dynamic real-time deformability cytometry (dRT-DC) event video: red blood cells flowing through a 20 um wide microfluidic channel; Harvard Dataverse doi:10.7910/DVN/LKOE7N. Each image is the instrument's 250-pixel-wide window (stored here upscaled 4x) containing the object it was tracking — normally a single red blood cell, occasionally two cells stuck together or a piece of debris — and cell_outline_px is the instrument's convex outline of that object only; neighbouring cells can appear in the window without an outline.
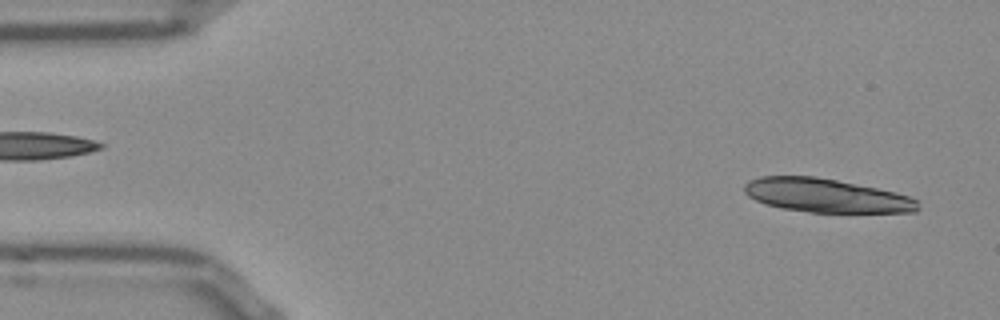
{"species": "Egyptian fruit bat (a non-hibernating species)", "species_latin": "Rousettus aegyptiacus", "temperature_condition": "room temperature", "stored_images_in_passage": 52, "camera_frame_rate_fps": 3000, "um_per_image_px": 0.085, "frame": {"image": 1, "passage_image": 2, "time_ms": 0.333, "image_size_px": [1000, 320], "cell_outline_px": [[920, 208], [916, 212], [808, 212], [784, 208], [764, 204], [748, 196], [744, 192], [744, 184], [748, 180], [760, 176], [816, 176], [896, 192], [920, 200]], "centroid_in_image_um": [70.23, 16.62], "position_along_channel_um": 14.8, "area_um2": 34.16}}
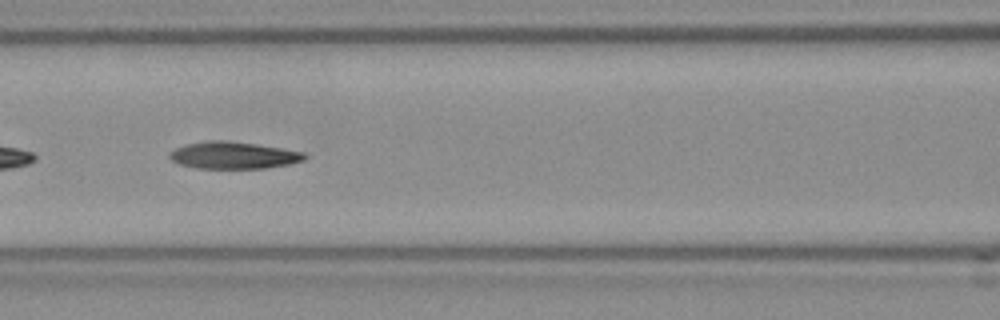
{"frame": {"image": 2, "passage_image": 21, "time_ms": 6.667, "image_size_px": [1000, 320], "cell_outline_px": [[308, 156], [304, 160], [288, 164], [264, 168], [196, 168], [180, 164], [172, 160], [168, 156], [176, 148], [184, 144], [208, 140], [224, 140], [256, 144], [304, 152]], "centroid_in_image_um": [19.84, 13.19], "position_along_channel_um": 146.8, "area_um2": 21.1}}
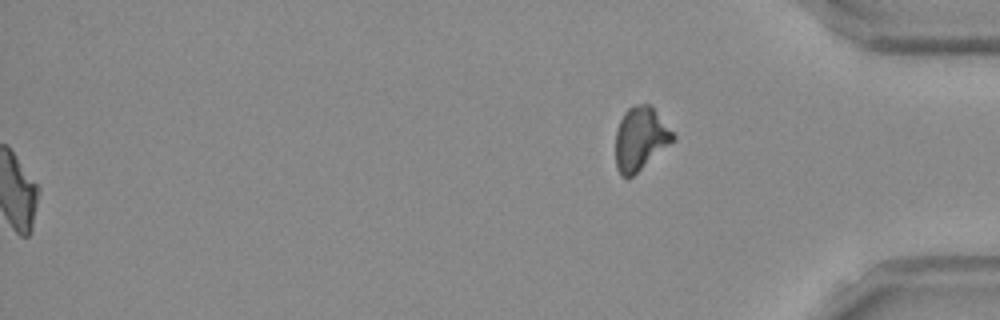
{"frame": {"image": 3, "passage_image": 52, "time_ms": 17.0, "image_size_px": [1000, 320], "cell_outline_px": [[676, 140], [632, 176], [620, 176], [616, 168], [616, 132], [620, 120], [624, 112], [628, 108], [636, 104], [648, 104], [652, 108], [676, 136]], "centroid_in_image_um": [54.43, 11.8], "position_along_channel_um": 380.8, "area_um2": 20.92}}